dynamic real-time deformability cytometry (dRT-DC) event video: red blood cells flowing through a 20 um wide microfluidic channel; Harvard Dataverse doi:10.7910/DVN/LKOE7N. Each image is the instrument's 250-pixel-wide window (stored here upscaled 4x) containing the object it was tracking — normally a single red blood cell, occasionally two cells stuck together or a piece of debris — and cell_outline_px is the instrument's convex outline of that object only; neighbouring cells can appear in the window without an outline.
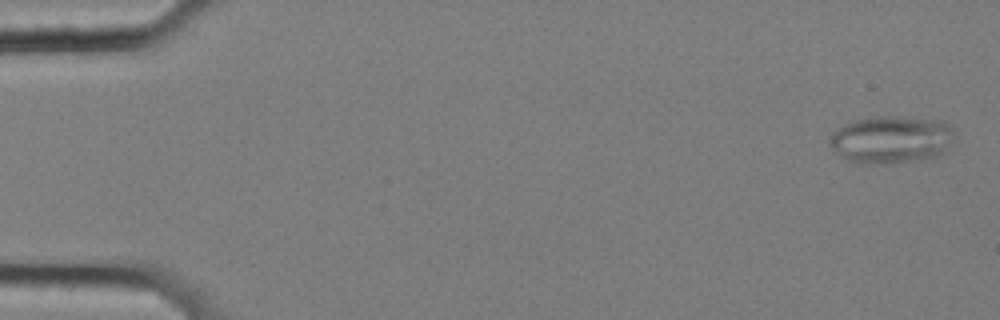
{"species": "common noctule bat (a hibernating species)", "species_latin": "Nyctalus noctula", "temperature_condition": "cold", "stored_images_in_passage": 58, "camera_frame_rate_fps": 3000, "um_per_image_px": 0.085, "animal": {"sex": "female", "body_mass_g": 25.1}, "frame": {"image": 1, "passage_image": 2, "time_ms": 0.333, "image_size_px": [1000, 320], "cell_outline_px": [[956, 140], [936, 156], [908, 160], [864, 164], [848, 160], [832, 148], [828, 144], [828, 140], [832, 132], [836, 128], [844, 124], [856, 120], [876, 116], [896, 116], [944, 120], [952, 128], [956, 136]], "centroid_in_image_um": [75.76, 11.82], "position_along_channel_um": 9.2, "area_um2": 34.33}}
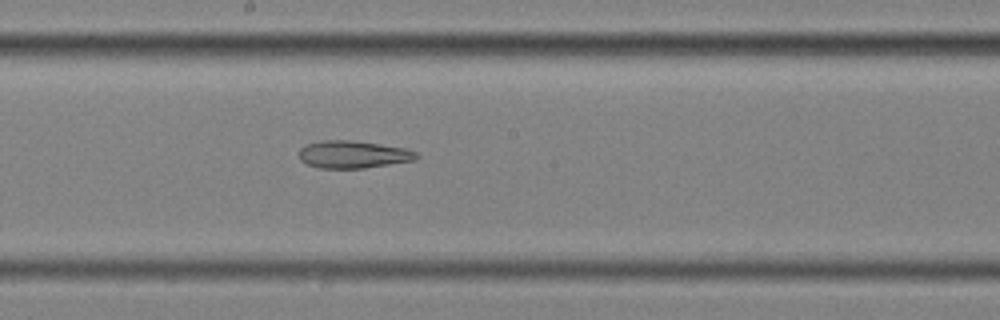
{"frame": {"image": 2, "passage_image": 32, "time_ms": 10.333, "image_size_px": [1000, 320], "cell_outline_px": [[420, 156], [412, 160], [364, 168], [320, 168], [308, 164], [300, 160], [300, 148], [304, 144], [320, 140], [348, 140], [380, 144], [408, 148], [416, 152]], "centroid_in_image_um": [29.99, 13.11], "position_along_channel_um": 218.2, "area_um2": 18.73}}
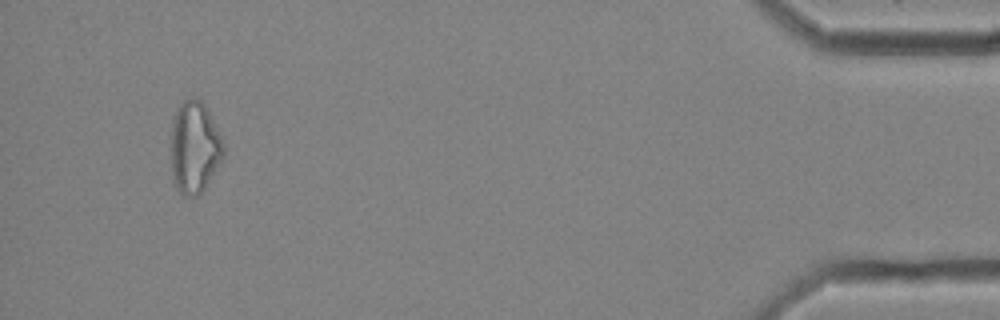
{"frame": {"image": 3, "passage_image": 55, "time_ms": 18.0, "image_size_px": [1000, 320], "cell_outline_px": [[224, 156], [220, 164], [204, 188], [196, 196], [184, 196], [176, 188], [172, 176], [172, 116], [180, 104], [184, 100], [200, 100], [204, 104], [224, 144]], "centroid_in_image_um": [16.53, 12.55], "position_along_channel_um": 418.7, "area_um2": 27.69}, "authors_computed_cell_mechanics": {"area_um2": 25.0274, "velocity_mm_per_s": 3.517, "shape_relaxation_time_tau1_ms": null, "shape_relaxation_time_tau2_ms": 8.6496, "deformation_change_tau1": null, "deformation_change_tau2": 0.2126}}